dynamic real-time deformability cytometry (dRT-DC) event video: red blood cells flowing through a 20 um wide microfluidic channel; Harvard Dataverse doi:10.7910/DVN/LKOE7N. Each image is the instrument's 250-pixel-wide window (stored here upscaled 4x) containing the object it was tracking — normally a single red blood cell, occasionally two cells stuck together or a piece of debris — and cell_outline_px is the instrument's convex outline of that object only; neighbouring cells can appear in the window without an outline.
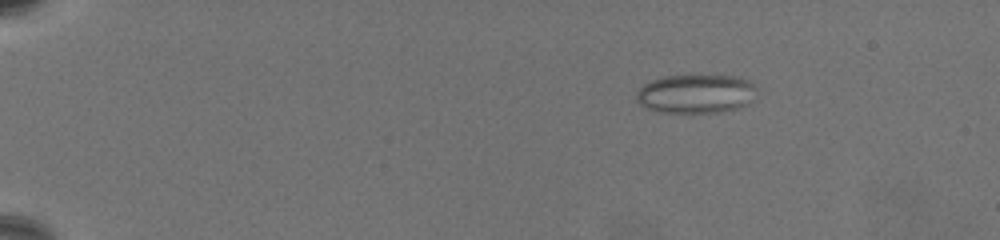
{"species": "common noctule bat (a hibernating species)", "species_latin": "Nyctalus noctula", "temperature_condition": "warm", "stored_images_in_passage": 56, "camera_frame_rate_fps": 3000, "um_per_image_px": 0.085, "animal": {"sex": "female", "body_mass_g": 19.5, "forearm_length_mm": 54.1}, "frame": {"image": 1, "passage_image": 1, "time_ms": 0.0, "image_size_px": [1000, 240], "cell_outline_px": [[760, 88], [752, 100], [748, 104], [740, 108], [716, 112], [660, 112], [648, 108], [640, 104], [636, 100], [636, 92], [644, 84], [652, 80], [664, 76], [740, 76], [752, 80]], "centroid_in_image_um": [59.24, 7.96], "position_along_channel_um": 25.8, "area_um2": 27.57}}
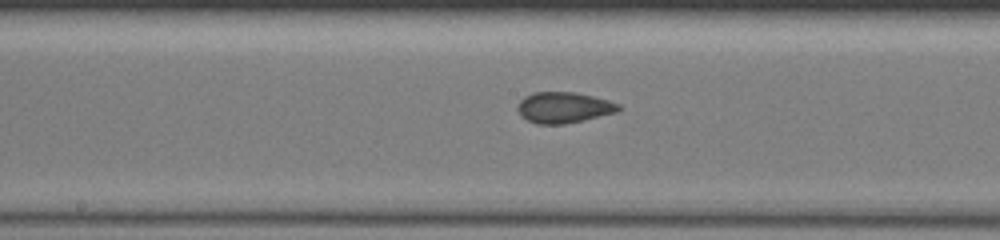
{"frame": {"image": 2, "passage_image": 28, "time_ms": 9.0, "image_size_px": [1000, 240], "cell_outline_px": [[624, 108], [620, 112], [584, 120], [564, 124], [536, 124], [528, 120], [516, 108], [520, 100], [524, 96], [532, 92], [572, 92], [592, 96], [608, 100], [620, 104]], "centroid_in_image_um": [47.97, 9.14], "position_along_channel_um": 200.2, "area_um2": 18.32}}
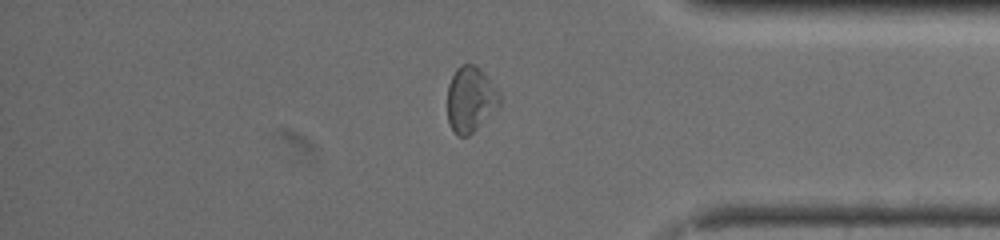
{"frame": {"image": 3, "passage_image": 47, "time_ms": 15.333, "image_size_px": [1000, 240], "cell_outline_px": [[500, 104], [468, 136], [456, 136], [452, 132], [448, 120], [448, 84], [456, 68], [460, 64], [476, 64], [480, 68], [500, 92]], "centroid_in_image_um": [39.97, 8.42], "position_along_channel_um": 395.2, "area_um2": 19.88}, "authors_computed_cell_mechanics": {"area_um2": 19.1029, "velocity_mm_per_s": 3.2773, "shape_relaxation_time_tau1_ms": null, "shape_relaxation_time_tau2_ms": 1.2813, "deformation_change_tau1": null, "deformation_change_tau2": 0.0732}}